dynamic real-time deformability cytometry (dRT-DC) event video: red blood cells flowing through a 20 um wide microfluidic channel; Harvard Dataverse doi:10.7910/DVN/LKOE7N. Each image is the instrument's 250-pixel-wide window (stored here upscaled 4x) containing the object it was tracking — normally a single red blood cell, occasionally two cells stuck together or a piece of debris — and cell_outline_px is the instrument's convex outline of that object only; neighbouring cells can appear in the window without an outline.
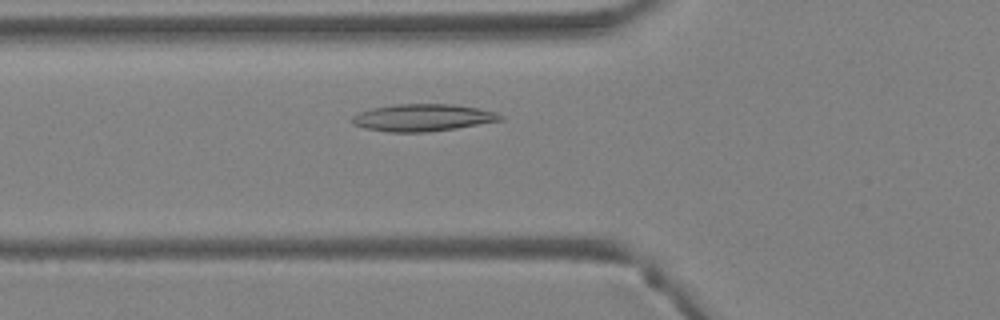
{"species": "Egyptian fruit bat (a non-hibernating species)", "species_latin": "Rousettus aegyptiacus", "temperature_condition": "warm", "stored_images_in_passage": 27, "camera_frame_rate_fps": 3000, "um_per_image_px": 0.085, "animal": {"sex": "female"}, "frame": {"image": 1, "passage_image": 5, "time_ms": 1.333, "image_size_px": [1000, 320], "cell_outline_px": [[504, 120], [456, 128], [424, 132], [392, 132], [364, 128], [352, 124], [352, 116], [360, 112], [372, 108], [396, 104], [452, 104], [476, 108], [496, 112], [504, 116]], "centroid_in_image_um": [35.94, 10.0], "position_along_channel_um": 89.9, "area_um2": 23.35}}
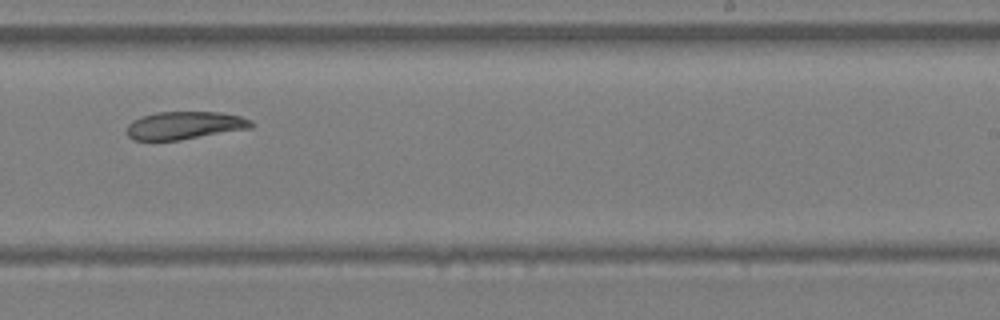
{"frame": {"image": 2, "passage_image": 16, "time_ms": 5.0, "image_size_px": [1000, 320], "cell_outline_px": [[252, 128], [180, 140], [132, 140], [128, 136], [128, 124], [132, 120], [140, 116], [156, 112], [220, 112], [240, 116], [252, 120]], "centroid_in_image_um": [15.69, 10.65], "position_along_channel_um": 273.3, "area_um2": 20.23}}
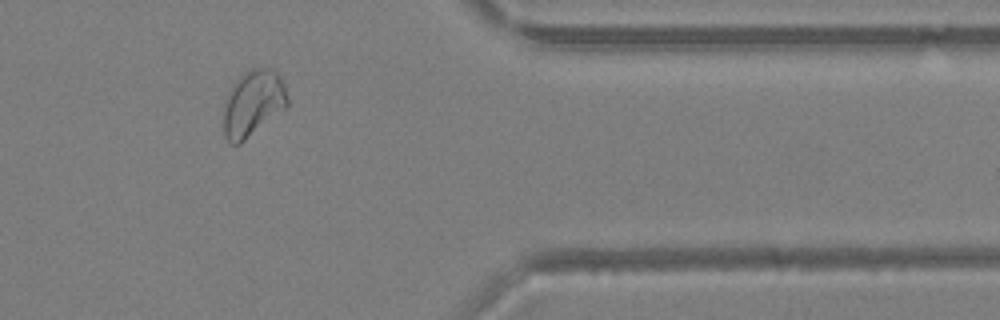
{"frame": {"image": 3, "passage_image": 24, "time_ms": 7.667, "image_size_px": [1000, 320], "cell_outline_px": [[288, 104], [284, 108], [240, 144], [232, 144], [224, 136], [224, 100], [232, 84], [244, 72], [252, 68], [272, 68], [280, 76], [284, 84], [288, 100]], "centroid_in_image_um": [21.48, 8.76], "position_along_channel_um": 389.9, "area_um2": 24.45}}